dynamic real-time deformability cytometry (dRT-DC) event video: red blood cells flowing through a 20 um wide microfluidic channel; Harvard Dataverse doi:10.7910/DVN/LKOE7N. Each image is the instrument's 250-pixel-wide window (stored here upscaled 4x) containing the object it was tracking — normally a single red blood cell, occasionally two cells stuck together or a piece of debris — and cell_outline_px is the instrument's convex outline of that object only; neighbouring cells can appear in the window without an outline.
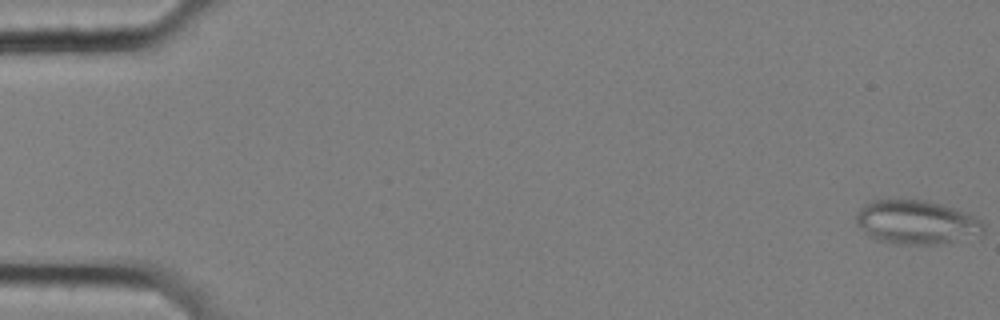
{"species": "common noctule bat (a hibernating species)", "species_latin": "Nyctalus noctula", "temperature_condition": "cold", "stored_images_in_passage": 14, "camera_frame_rate_fps": 3000, "um_per_image_px": 0.085, "animal": {"sex": "female", "body_mass_g": 25.1}, "frame": {"image": 1, "passage_image": 1, "time_ms": 0.0, "image_size_px": [1000, 320], "cell_outline_px": [[984, 232], [956, 240], [940, 244], [896, 244], [880, 240], [872, 236], [856, 224], [856, 216], [860, 208], [864, 204], [872, 200], [928, 200], [956, 208], [968, 212], [980, 220], [984, 224]], "centroid_in_image_um": [77.91, 18.87], "position_along_channel_um": 7.1, "area_um2": 32.31}}